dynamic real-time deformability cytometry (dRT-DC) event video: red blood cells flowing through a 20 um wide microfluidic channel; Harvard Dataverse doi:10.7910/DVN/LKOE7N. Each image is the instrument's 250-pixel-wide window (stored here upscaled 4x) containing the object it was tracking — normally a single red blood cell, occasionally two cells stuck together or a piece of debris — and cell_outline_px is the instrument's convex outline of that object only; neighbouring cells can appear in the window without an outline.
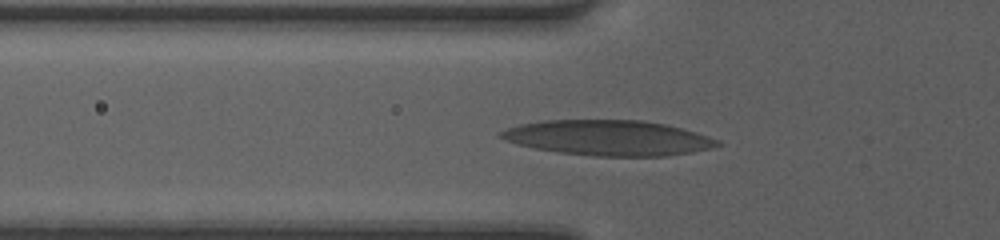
{"species": "human", "species_latin": "Homo sapiens", "temperature_condition": "room temperature", "stored_images_in_passage": 40, "camera_frame_rate_fps": 3000, "um_per_image_px": 0.085, "donor": {"sex": "female"}, "frame": {"image": 1, "passage_image": 11, "time_ms": 3.333, "image_size_px": [1000, 240], "cell_outline_px": [[720, 144], [712, 148], [692, 152], [668, 156], [592, 156], [560, 152], [532, 148], [504, 140], [496, 136], [496, 132], [520, 124], [540, 120], [644, 120], [664, 124], [696, 132], [720, 140]], "centroid_in_image_um": [51.66, 11.71], "position_along_channel_um": 74.1, "area_um2": 44.74}}
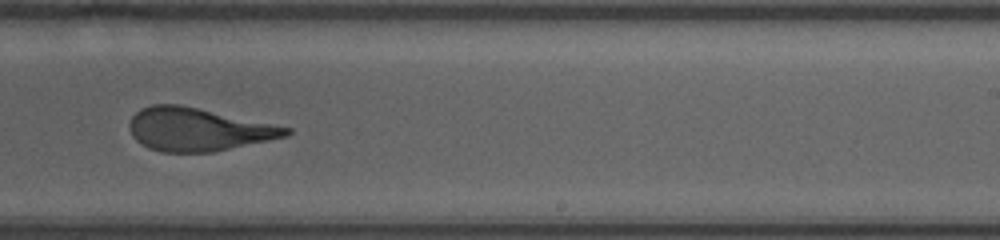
{"frame": {"image": 2, "passage_image": 25, "time_ms": 8.0, "image_size_px": [1000, 240], "cell_outline_px": [[292, 132], [288, 136], [212, 152], [160, 152], [148, 148], [136, 140], [132, 136], [128, 128], [128, 124], [132, 116], [140, 108], [152, 104], [180, 104], [292, 128]], "centroid_in_image_um": [16.79, 11.0], "position_along_channel_um": 272.2, "area_um2": 39.3}}
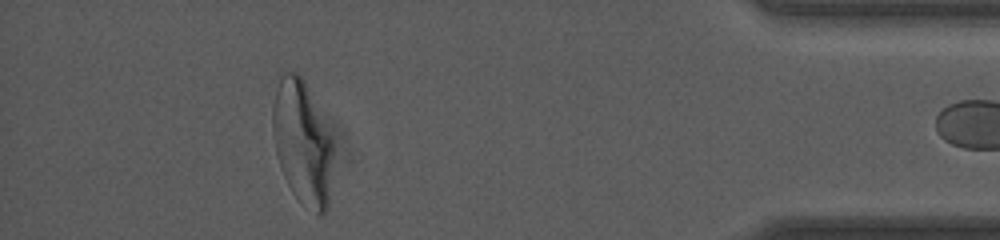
{"frame": {"image": 3, "passage_image": 38, "time_ms": 12.333, "image_size_px": [1000, 240], "cell_outline_px": [[332, 152], [328, 208], [320, 216], [316, 216], [292, 192], [280, 168], [276, 156], [272, 132], [272, 108], [276, 88], [280, 76], [284, 72], [296, 72], [304, 80], [332, 140]], "centroid_in_image_um": [25.66, 12.14], "position_along_channel_um": 409.5, "area_um2": 43.29}, "authors_computed_cell_mechanics": {"area_um2": 41.616, "velocity_mm_per_s": 4.2381, "shape_relaxation_time_tau1_ms": 5.5042, "shape_relaxation_time_tau2_ms": 1.2089, "deformation_change_tau1": 0.2204, "deformation_change_tau2": 0.1095}}